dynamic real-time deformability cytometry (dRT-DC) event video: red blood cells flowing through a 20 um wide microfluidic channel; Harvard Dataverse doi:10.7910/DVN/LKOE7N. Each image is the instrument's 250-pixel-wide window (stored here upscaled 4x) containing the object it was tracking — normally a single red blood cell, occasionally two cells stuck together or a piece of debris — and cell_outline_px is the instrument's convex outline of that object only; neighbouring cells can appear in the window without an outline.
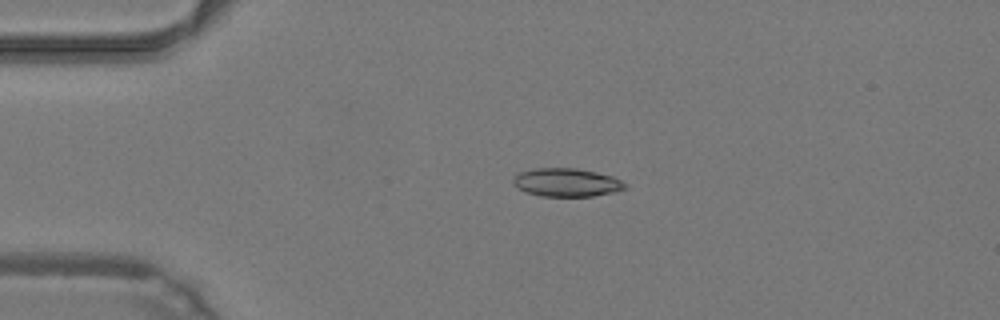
{"species": "common noctule bat (a hibernating species)", "species_latin": "Nyctalus noctula", "temperature_condition": "warm", "stored_images_in_passage": 34, "camera_frame_rate_fps": 3000, "um_per_image_px": 0.085, "animal": {"sex": "male", "body_mass_g": 19.2, "forearm_length_mm": 51.8}, "frame": {"image": 1, "passage_image": 2, "time_ms": 0.333, "image_size_px": [1000, 320], "cell_outline_px": [[628, 188], [616, 192], [592, 196], [540, 196], [524, 192], [516, 188], [512, 184], [512, 176], [520, 172], [532, 168], [576, 168], [596, 172], [612, 176], [620, 180]], "centroid_in_image_um": [48.1, 15.51], "position_along_channel_um": 36.9, "area_um2": 18.73}}
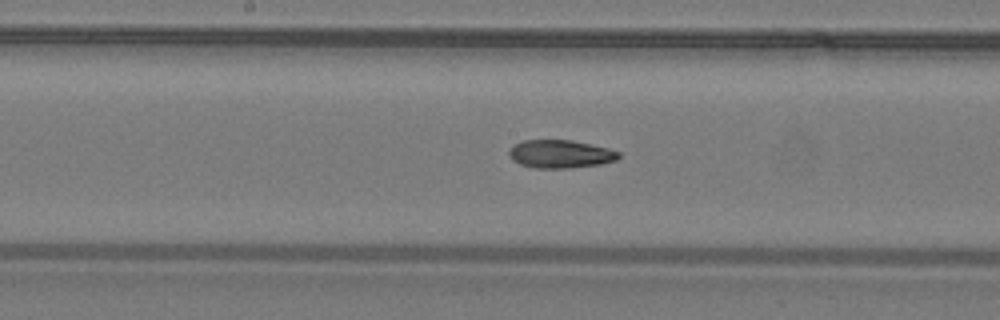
{"frame": {"image": 2, "passage_image": 16, "time_ms": 5.0, "image_size_px": [1000, 320], "cell_outline_px": [[620, 156], [616, 160], [600, 164], [572, 168], [536, 168], [520, 164], [512, 160], [508, 152], [516, 144], [524, 140], [572, 140], [592, 144], [608, 148], [620, 152]], "centroid_in_image_um": [47.66, 13.09], "position_along_channel_um": 200.5, "area_um2": 17.92}}
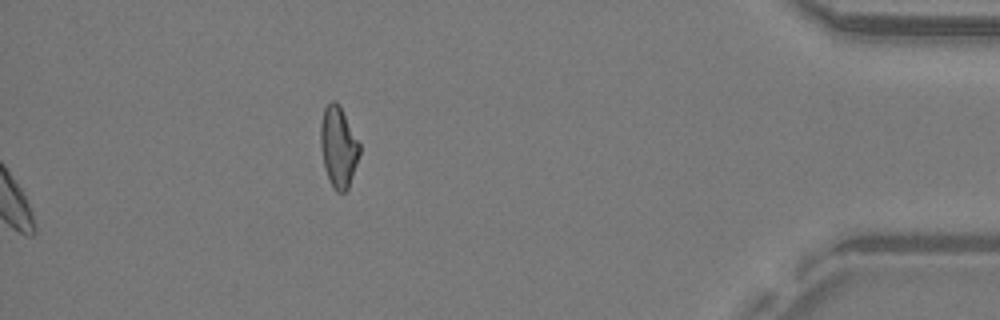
{"frame": {"image": 3, "passage_image": 34, "time_ms": 11.0, "image_size_px": [1000, 320], "cell_outline_px": [[360, 152], [348, 188], [344, 192], [336, 192], [324, 168], [320, 148], [320, 124], [324, 108], [332, 100], [336, 100], [360, 144]], "centroid_in_image_um": [28.74, 12.48], "position_along_channel_um": 406.5, "area_um2": 18.09}, "authors_computed_cell_mechanics": {"area_um2": 18.3226, "velocity_mm_per_s": 4.2949, "shape_relaxation_time_tau1_ms": 9.0648, "shape_relaxation_time_tau2_ms": 5.312, "deformation_change_tau1": 0.2192, "deformation_change_tau2": 0.1296}}